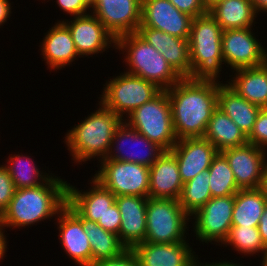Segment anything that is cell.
<instances>
[{
	"label": "cell",
	"instance_id": "1",
	"mask_svg": "<svg viewBox=\"0 0 267 266\" xmlns=\"http://www.w3.org/2000/svg\"><path fill=\"white\" fill-rule=\"evenodd\" d=\"M220 82L182 78L167 89L173 128L178 140L204 137L218 108Z\"/></svg>",
	"mask_w": 267,
	"mask_h": 266
},
{
	"label": "cell",
	"instance_id": "2",
	"mask_svg": "<svg viewBox=\"0 0 267 266\" xmlns=\"http://www.w3.org/2000/svg\"><path fill=\"white\" fill-rule=\"evenodd\" d=\"M65 179L55 173L42 185L16 189L8 208L0 216V226L5 232L34 226L42 221L56 219L67 204Z\"/></svg>",
	"mask_w": 267,
	"mask_h": 266
},
{
	"label": "cell",
	"instance_id": "3",
	"mask_svg": "<svg viewBox=\"0 0 267 266\" xmlns=\"http://www.w3.org/2000/svg\"><path fill=\"white\" fill-rule=\"evenodd\" d=\"M94 112L79 121L63 137L66 148L77 165H83L96 158L98 163L107 158L111 142L117 129L124 122L107 109L100 101ZM85 162V163H84ZM83 163V164H82Z\"/></svg>",
	"mask_w": 267,
	"mask_h": 266
},
{
	"label": "cell",
	"instance_id": "4",
	"mask_svg": "<svg viewBox=\"0 0 267 266\" xmlns=\"http://www.w3.org/2000/svg\"><path fill=\"white\" fill-rule=\"evenodd\" d=\"M222 32L223 29L209 12L193 18L189 36L190 79L223 83L220 81V72L224 67Z\"/></svg>",
	"mask_w": 267,
	"mask_h": 266
},
{
	"label": "cell",
	"instance_id": "5",
	"mask_svg": "<svg viewBox=\"0 0 267 266\" xmlns=\"http://www.w3.org/2000/svg\"><path fill=\"white\" fill-rule=\"evenodd\" d=\"M116 52L124 56L125 72L154 83L159 89H170L182 77L165 60L161 52L148 44L137 33L116 39ZM127 69V70H126Z\"/></svg>",
	"mask_w": 267,
	"mask_h": 266
},
{
	"label": "cell",
	"instance_id": "6",
	"mask_svg": "<svg viewBox=\"0 0 267 266\" xmlns=\"http://www.w3.org/2000/svg\"><path fill=\"white\" fill-rule=\"evenodd\" d=\"M124 122L165 151H170L178 141L166 90H161L150 101L130 113Z\"/></svg>",
	"mask_w": 267,
	"mask_h": 266
},
{
	"label": "cell",
	"instance_id": "7",
	"mask_svg": "<svg viewBox=\"0 0 267 266\" xmlns=\"http://www.w3.org/2000/svg\"><path fill=\"white\" fill-rule=\"evenodd\" d=\"M190 222V216L182 209L178 200L148 197L145 242H186L190 240Z\"/></svg>",
	"mask_w": 267,
	"mask_h": 266
},
{
	"label": "cell",
	"instance_id": "8",
	"mask_svg": "<svg viewBox=\"0 0 267 266\" xmlns=\"http://www.w3.org/2000/svg\"><path fill=\"white\" fill-rule=\"evenodd\" d=\"M102 89L98 100L123 120L161 91L154 83L125 71L110 77Z\"/></svg>",
	"mask_w": 267,
	"mask_h": 266
},
{
	"label": "cell",
	"instance_id": "9",
	"mask_svg": "<svg viewBox=\"0 0 267 266\" xmlns=\"http://www.w3.org/2000/svg\"><path fill=\"white\" fill-rule=\"evenodd\" d=\"M93 177L115 196H149V167L134 162L103 159Z\"/></svg>",
	"mask_w": 267,
	"mask_h": 266
},
{
	"label": "cell",
	"instance_id": "10",
	"mask_svg": "<svg viewBox=\"0 0 267 266\" xmlns=\"http://www.w3.org/2000/svg\"><path fill=\"white\" fill-rule=\"evenodd\" d=\"M233 208L234 195L209 199L202 208L190 216L191 221L193 219V237L203 245L210 243L221 246L232 227Z\"/></svg>",
	"mask_w": 267,
	"mask_h": 266
},
{
	"label": "cell",
	"instance_id": "11",
	"mask_svg": "<svg viewBox=\"0 0 267 266\" xmlns=\"http://www.w3.org/2000/svg\"><path fill=\"white\" fill-rule=\"evenodd\" d=\"M254 32V27L223 30L221 41L223 61L231 72L259 67L267 62V48L261 44L258 35L255 36L258 31Z\"/></svg>",
	"mask_w": 267,
	"mask_h": 266
},
{
	"label": "cell",
	"instance_id": "12",
	"mask_svg": "<svg viewBox=\"0 0 267 266\" xmlns=\"http://www.w3.org/2000/svg\"><path fill=\"white\" fill-rule=\"evenodd\" d=\"M62 21L69 29L74 46L81 58H90L116 48V39L92 13ZM108 49V51H107Z\"/></svg>",
	"mask_w": 267,
	"mask_h": 266
},
{
	"label": "cell",
	"instance_id": "13",
	"mask_svg": "<svg viewBox=\"0 0 267 266\" xmlns=\"http://www.w3.org/2000/svg\"><path fill=\"white\" fill-rule=\"evenodd\" d=\"M91 13L117 39L137 32L141 25L142 0H92Z\"/></svg>",
	"mask_w": 267,
	"mask_h": 266
},
{
	"label": "cell",
	"instance_id": "14",
	"mask_svg": "<svg viewBox=\"0 0 267 266\" xmlns=\"http://www.w3.org/2000/svg\"><path fill=\"white\" fill-rule=\"evenodd\" d=\"M164 149L123 122L111 142L106 159L134 162L150 167Z\"/></svg>",
	"mask_w": 267,
	"mask_h": 266
},
{
	"label": "cell",
	"instance_id": "15",
	"mask_svg": "<svg viewBox=\"0 0 267 266\" xmlns=\"http://www.w3.org/2000/svg\"><path fill=\"white\" fill-rule=\"evenodd\" d=\"M221 153L226 157L239 189H256L260 185L267 165V151L247 143L227 148Z\"/></svg>",
	"mask_w": 267,
	"mask_h": 266
},
{
	"label": "cell",
	"instance_id": "16",
	"mask_svg": "<svg viewBox=\"0 0 267 266\" xmlns=\"http://www.w3.org/2000/svg\"><path fill=\"white\" fill-rule=\"evenodd\" d=\"M193 17L178 10L169 0H142L139 27L161 30L174 37L189 39Z\"/></svg>",
	"mask_w": 267,
	"mask_h": 266
},
{
	"label": "cell",
	"instance_id": "17",
	"mask_svg": "<svg viewBox=\"0 0 267 266\" xmlns=\"http://www.w3.org/2000/svg\"><path fill=\"white\" fill-rule=\"evenodd\" d=\"M53 221L59 243L67 257L78 266H91V246L83 221L66 205Z\"/></svg>",
	"mask_w": 267,
	"mask_h": 266
},
{
	"label": "cell",
	"instance_id": "18",
	"mask_svg": "<svg viewBox=\"0 0 267 266\" xmlns=\"http://www.w3.org/2000/svg\"><path fill=\"white\" fill-rule=\"evenodd\" d=\"M170 152L176 157L184 184L200 172L208 170L219 151L204 137H195L178 140Z\"/></svg>",
	"mask_w": 267,
	"mask_h": 266
},
{
	"label": "cell",
	"instance_id": "19",
	"mask_svg": "<svg viewBox=\"0 0 267 266\" xmlns=\"http://www.w3.org/2000/svg\"><path fill=\"white\" fill-rule=\"evenodd\" d=\"M189 240L175 243H139L132 248L140 266H197L198 254Z\"/></svg>",
	"mask_w": 267,
	"mask_h": 266
},
{
	"label": "cell",
	"instance_id": "20",
	"mask_svg": "<svg viewBox=\"0 0 267 266\" xmlns=\"http://www.w3.org/2000/svg\"><path fill=\"white\" fill-rule=\"evenodd\" d=\"M88 190L77 188L68 182L67 203L83 218L89 221L98 222L104 216L108 207L114 202L116 196L104 187L93 176L89 183Z\"/></svg>",
	"mask_w": 267,
	"mask_h": 266
},
{
	"label": "cell",
	"instance_id": "21",
	"mask_svg": "<svg viewBox=\"0 0 267 266\" xmlns=\"http://www.w3.org/2000/svg\"><path fill=\"white\" fill-rule=\"evenodd\" d=\"M136 33L161 52L165 60L182 78L190 77L189 39L174 37L161 30L149 27H139Z\"/></svg>",
	"mask_w": 267,
	"mask_h": 266
},
{
	"label": "cell",
	"instance_id": "22",
	"mask_svg": "<svg viewBox=\"0 0 267 266\" xmlns=\"http://www.w3.org/2000/svg\"><path fill=\"white\" fill-rule=\"evenodd\" d=\"M147 197L116 196L115 202L121 214L119 240L127 248L132 249L145 242Z\"/></svg>",
	"mask_w": 267,
	"mask_h": 266
},
{
	"label": "cell",
	"instance_id": "23",
	"mask_svg": "<svg viewBox=\"0 0 267 266\" xmlns=\"http://www.w3.org/2000/svg\"><path fill=\"white\" fill-rule=\"evenodd\" d=\"M42 39L39 50L44 59L42 61L48 65L47 70H62L81 58L75 49L68 27L62 21H57L49 27Z\"/></svg>",
	"mask_w": 267,
	"mask_h": 266
},
{
	"label": "cell",
	"instance_id": "24",
	"mask_svg": "<svg viewBox=\"0 0 267 266\" xmlns=\"http://www.w3.org/2000/svg\"><path fill=\"white\" fill-rule=\"evenodd\" d=\"M182 187L176 157L170 151H164L149 167L148 197L178 200Z\"/></svg>",
	"mask_w": 267,
	"mask_h": 266
},
{
	"label": "cell",
	"instance_id": "25",
	"mask_svg": "<svg viewBox=\"0 0 267 266\" xmlns=\"http://www.w3.org/2000/svg\"><path fill=\"white\" fill-rule=\"evenodd\" d=\"M229 77L224 83L241 97L261 108L267 107V62L259 67L232 71Z\"/></svg>",
	"mask_w": 267,
	"mask_h": 266
},
{
	"label": "cell",
	"instance_id": "26",
	"mask_svg": "<svg viewBox=\"0 0 267 266\" xmlns=\"http://www.w3.org/2000/svg\"><path fill=\"white\" fill-rule=\"evenodd\" d=\"M218 108H220L245 133L250 134L260 106L250 103L234 91L227 83H221L218 92Z\"/></svg>",
	"mask_w": 267,
	"mask_h": 266
},
{
	"label": "cell",
	"instance_id": "27",
	"mask_svg": "<svg viewBox=\"0 0 267 266\" xmlns=\"http://www.w3.org/2000/svg\"><path fill=\"white\" fill-rule=\"evenodd\" d=\"M208 12L223 30L255 27L259 17L250 0H221Z\"/></svg>",
	"mask_w": 267,
	"mask_h": 266
},
{
	"label": "cell",
	"instance_id": "28",
	"mask_svg": "<svg viewBox=\"0 0 267 266\" xmlns=\"http://www.w3.org/2000/svg\"><path fill=\"white\" fill-rule=\"evenodd\" d=\"M66 205L83 221L91 246V266L100 260L116 258L127 250L117 234L104 230L96 222L83 219L68 203Z\"/></svg>",
	"mask_w": 267,
	"mask_h": 266
},
{
	"label": "cell",
	"instance_id": "29",
	"mask_svg": "<svg viewBox=\"0 0 267 266\" xmlns=\"http://www.w3.org/2000/svg\"><path fill=\"white\" fill-rule=\"evenodd\" d=\"M204 138L210 141L219 152L248 143L245 133L220 108L213 112Z\"/></svg>",
	"mask_w": 267,
	"mask_h": 266
},
{
	"label": "cell",
	"instance_id": "30",
	"mask_svg": "<svg viewBox=\"0 0 267 266\" xmlns=\"http://www.w3.org/2000/svg\"><path fill=\"white\" fill-rule=\"evenodd\" d=\"M5 159L3 165L8 170L16 189L33 188L44 184L53 174L52 171L40 170L39 165L32 161L31 156L13 153ZM21 154V155H20ZM51 172V173H50Z\"/></svg>",
	"mask_w": 267,
	"mask_h": 266
},
{
	"label": "cell",
	"instance_id": "31",
	"mask_svg": "<svg viewBox=\"0 0 267 266\" xmlns=\"http://www.w3.org/2000/svg\"><path fill=\"white\" fill-rule=\"evenodd\" d=\"M267 200L261 191L256 189H240L234 195L232 226L258 227Z\"/></svg>",
	"mask_w": 267,
	"mask_h": 266
},
{
	"label": "cell",
	"instance_id": "32",
	"mask_svg": "<svg viewBox=\"0 0 267 266\" xmlns=\"http://www.w3.org/2000/svg\"><path fill=\"white\" fill-rule=\"evenodd\" d=\"M229 247L228 250H234V252L244 255L245 257H251L256 255L260 258L266 251L267 247L261 240V236L258 227H243L232 226L229 234L221 248ZM261 254V255H260ZM247 255V256H246Z\"/></svg>",
	"mask_w": 267,
	"mask_h": 266
},
{
	"label": "cell",
	"instance_id": "33",
	"mask_svg": "<svg viewBox=\"0 0 267 266\" xmlns=\"http://www.w3.org/2000/svg\"><path fill=\"white\" fill-rule=\"evenodd\" d=\"M209 181L210 172L206 170L183 184L178 202L189 216L202 208L212 198Z\"/></svg>",
	"mask_w": 267,
	"mask_h": 266
},
{
	"label": "cell",
	"instance_id": "34",
	"mask_svg": "<svg viewBox=\"0 0 267 266\" xmlns=\"http://www.w3.org/2000/svg\"><path fill=\"white\" fill-rule=\"evenodd\" d=\"M208 170L210 172L209 186L212 197L235 195L240 190L235 181L233 171L221 152H218L213 158Z\"/></svg>",
	"mask_w": 267,
	"mask_h": 266
},
{
	"label": "cell",
	"instance_id": "35",
	"mask_svg": "<svg viewBox=\"0 0 267 266\" xmlns=\"http://www.w3.org/2000/svg\"><path fill=\"white\" fill-rule=\"evenodd\" d=\"M247 141L267 151V107L260 109Z\"/></svg>",
	"mask_w": 267,
	"mask_h": 266
},
{
	"label": "cell",
	"instance_id": "36",
	"mask_svg": "<svg viewBox=\"0 0 267 266\" xmlns=\"http://www.w3.org/2000/svg\"><path fill=\"white\" fill-rule=\"evenodd\" d=\"M15 191L16 188L8 170L0 164V216L8 208Z\"/></svg>",
	"mask_w": 267,
	"mask_h": 266
},
{
	"label": "cell",
	"instance_id": "37",
	"mask_svg": "<svg viewBox=\"0 0 267 266\" xmlns=\"http://www.w3.org/2000/svg\"><path fill=\"white\" fill-rule=\"evenodd\" d=\"M54 2L57 3V7H60L59 10L61 9L63 14L65 13L70 17L83 16L91 13V0H56Z\"/></svg>",
	"mask_w": 267,
	"mask_h": 266
},
{
	"label": "cell",
	"instance_id": "38",
	"mask_svg": "<svg viewBox=\"0 0 267 266\" xmlns=\"http://www.w3.org/2000/svg\"><path fill=\"white\" fill-rule=\"evenodd\" d=\"M97 224L100 225L104 230L115 233L117 235L119 234L121 214L116 202L108 207V210L106 211L104 216L99 219Z\"/></svg>",
	"mask_w": 267,
	"mask_h": 266
},
{
	"label": "cell",
	"instance_id": "39",
	"mask_svg": "<svg viewBox=\"0 0 267 266\" xmlns=\"http://www.w3.org/2000/svg\"><path fill=\"white\" fill-rule=\"evenodd\" d=\"M92 266H140V264L132 249H127L116 258L100 260Z\"/></svg>",
	"mask_w": 267,
	"mask_h": 266
},
{
	"label": "cell",
	"instance_id": "40",
	"mask_svg": "<svg viewBox=\"0 0 267 266\" xmlns=\"http://www.w3.org/2000/svg\"><path fill=\"white\" fill-rule=\"evenodd\" d=\"M178 10L190 15L191 17H199L208 13L204 8L201 0H169Z\"/></svg>",
	"mask_w": 267,
	"mask_h": 266
},
{
	"label": "cell",
	"instance_id": "41",
	"mask_svg": "<svg viewBox=\"0 0 267 266\" xmlns=\"http://www.w3.org/2000/svg\"><path fill=\"white\" fill-rule=\"evenodd\" d=\"M10 1L11 0H0V28L5 25L11 17V14H13V6L11 5L13 2Z\"/></svg>",
	"mask_w": 267,
	"mask_h": 266
},
{
	"label": "cell",
	"instance_id": "42",
	"mask_svg": "<svg viewBox=\"0 0 267 266\" xmlns=\"http://www.w3.org/2000/svg\"><path fill=\"white\" fill-rule=\"evenodd\" d=\"M258 230L261 236V240L267 247V205L264 207L263 213L261 215Z\"/></svg>",
	"mask_w": 267,
	"mask_h": 266
},
{
	"label": "cell",
	"instance_id": "43",
	"mask_svg": "<svg viewBox=\"0 0 267 266\" xmlns=\"http://www.w3.org/2000/svg\"><path fill=\"white\" fill-rule=\"evenodd\" d=\"M200 258H199V256L197 257V266H247V265H244L243 263L242 264H240L238 261H236V263H235V261L233 262V260H228V261H216V262H214V260H213V262L211 263V262H205V263H203V262H201L200 260H199ZM238 262V263H237Z\"/></svg>",
	"mask_w": 267,
	"mask_h": 266
},
{
	"label": "cell",
	"instance_id": "44",
	"mask_svg": "<svg viewBox=\"0 0 267 266\" xmlns=\"http://www.w3.org/2000/svg\"><path fill=\"white\" fill-rule=\"evenodd\" d=\"M7 236L6 233L3 231V229L0 226V261L2 262V260H4V258L7 256L5 254H7ZM2 259V260H1Z\"/></svg>",
	"mask_w": 267,
	"mask_h": 266
},
{
	"label": "cell",
	"instance_id": "45",
	"mask_svg": "<svg viewBox=\"0 0 267 266\" xmlns=\"http://www.w3.org/2000/svg\"><path fill=\"white\" fill-rule=\"evenodd\" d=\"M252 2L256 15L262 16L261 13H267V0H250ZM261 12V13H260ZM264 12V13H263Z\"/></svg>",
	"mask_w": 267,
	"mask_h": 266
},
{
	"label": "cell",
	"instance_id": "46",
	"mask_svg": "<svg viewBox=\"0 0 267 266\" xmlns=\"http://www.w3.org/2000/svg\"><path fill=\"white\" fill-rule=\"evenodd\" d=\"M258 189L261 191L262 195L267 200V165L265 166V169L263 171Z\"/></svg>",
	"mask_w": 267,
	"mask_h": 266
},
{
	"label": "cell",
	"instance_id": "47",
	"mask_svg": "<svg viewBox=\"0 0 267 266\" xmlns=\"http://www.w3.org/2000/svg\"><path fill=\"white\" fill-rule=\"evenodd\" d=\"M221 0H201L204 8L209 11L217 2Z\"/></svg>",
	"mask_w": 267,
	"mask_h": 266
},
{
	"label": "cell",
	"instance_id": "48",
	"mask_svg": "<svg viewBox=\"0 0 267 266\" xmlns=\"http://www.w3.org/2000/svg\"><path fill=\"white\" fill-rule=\"evenodd\" d=\"M260 260L261 266H267V251L261 256Z\"/></svg>",
	"mask_w": 267,
	"mask_h": 266
}]
</instances>
